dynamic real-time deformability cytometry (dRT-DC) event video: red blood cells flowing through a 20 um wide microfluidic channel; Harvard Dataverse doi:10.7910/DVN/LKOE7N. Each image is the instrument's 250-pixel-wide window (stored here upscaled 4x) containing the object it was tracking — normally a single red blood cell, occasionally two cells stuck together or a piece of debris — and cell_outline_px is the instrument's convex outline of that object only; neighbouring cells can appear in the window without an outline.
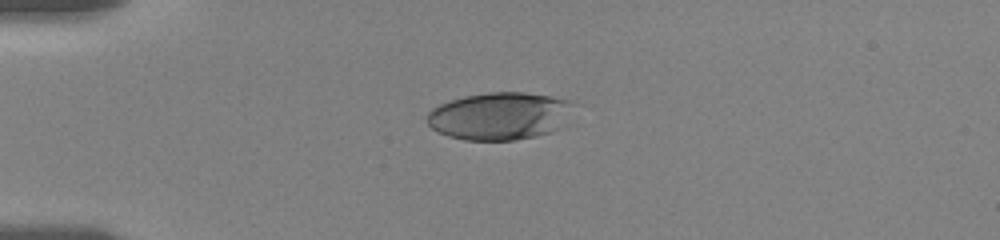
{"species": "human", "species_latin": "Homo sapiens", "temperature_condition": "room temperature", "stored_images_in_passage": 2, "camera_frame_rate_fps": 3000, "um_per_image_px": 0.085, "donor": {"sex": "female"}, "frame": {"image": 1, "passage_image": 1, "time_ms": 0.0, "image_size_px": [1000, 240], "cell_outline_px": [[568, 104], [556, 128], [552, 132], [536, 136], [516, 140], [464, 140], [448, 136], [432, 128], [428, 124], [428, 112], [432, 108], [440, 104], [464, 96], [488, 92], [524, 92], [552, 96], [568, 100]], "centroid_in_image_um": [42.33, 9.86], "position_along_channel_um": 42.7, "area_um2": 39.48}}